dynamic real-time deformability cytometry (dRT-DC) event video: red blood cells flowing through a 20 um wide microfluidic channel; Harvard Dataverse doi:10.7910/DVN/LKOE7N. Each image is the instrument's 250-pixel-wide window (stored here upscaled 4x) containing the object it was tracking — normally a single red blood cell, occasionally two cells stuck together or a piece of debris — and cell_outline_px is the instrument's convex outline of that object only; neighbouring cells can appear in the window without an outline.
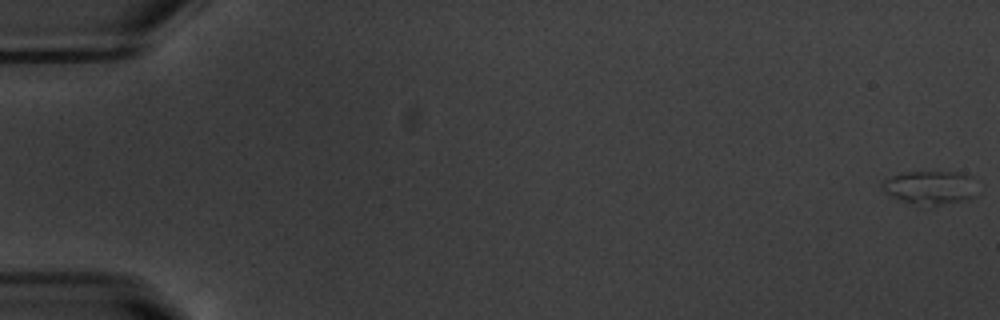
{"species": "common noctule bat (a hibernating species)", "species_latin": "Nyctalus noctula", "temperature_condition": "warm", "stored_images_in_passage": 11, "segment_of_instrument_passage": [1, 2], "camera_frame_rate_fps": 3000, "um_per_image_px": 0.085, "animal": {"sex": "male", "body_mass_g": 20.1, "forearm_length_mm": 53.5}, "frame": {"image": 1, "passage_image": 1, "time_ms": 0.0, "image_size_px": [1000, 320], "cell_outline_px": [[980, 196], [968, 200], [928, 208], [912, 204], [888, 192], [880, 184], [884, 180], [892, 176], [908, 172], [960, 172], [972, 176]], "centroid_in_image_um": [79.22, 15.97], "position_along_channel_um": 5.8, "area_um2": 19.02}}